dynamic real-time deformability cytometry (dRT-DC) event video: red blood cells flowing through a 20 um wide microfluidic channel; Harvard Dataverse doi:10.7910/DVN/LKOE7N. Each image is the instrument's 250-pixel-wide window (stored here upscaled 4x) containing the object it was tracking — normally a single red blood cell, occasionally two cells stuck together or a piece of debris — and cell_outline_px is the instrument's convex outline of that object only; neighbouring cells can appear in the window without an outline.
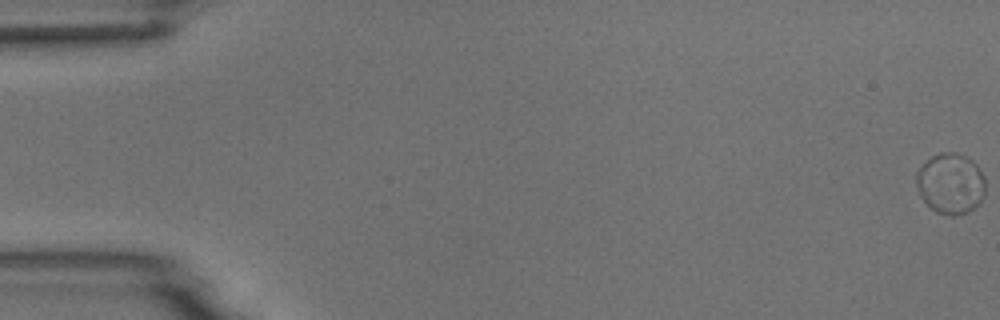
{"species": "common noctule bat (a hibernating species)", "species_latin": "Nyctalus noctula", "temperature_condition": "room temperature", "stored_images_in_passage": 5, "segment_of_instrument_passage": [2, 2], "camera_frame_rate_fps": 3000, "um_per_image_px": 0.085, "animal": {"sex": "male", "body_mass_g": 18.8}, "frame": {"image": 1, "passage_image": 5, "time_ms": 4.667, "image_size_px": [1000, 320], "cell_outline_px": [[984, 196], [980, 204], [968, 212], [952, 216], [936, 212], [920, 196], [916, 184], [916, 172], [932, 156], [940, 152], [956, 152], [972, 160], [976, 164], [984, 176]], "centroid_in_image_um": [80.81, 15.61], "position_along_channel_um": 4.2, "area_um2": 24.39}}